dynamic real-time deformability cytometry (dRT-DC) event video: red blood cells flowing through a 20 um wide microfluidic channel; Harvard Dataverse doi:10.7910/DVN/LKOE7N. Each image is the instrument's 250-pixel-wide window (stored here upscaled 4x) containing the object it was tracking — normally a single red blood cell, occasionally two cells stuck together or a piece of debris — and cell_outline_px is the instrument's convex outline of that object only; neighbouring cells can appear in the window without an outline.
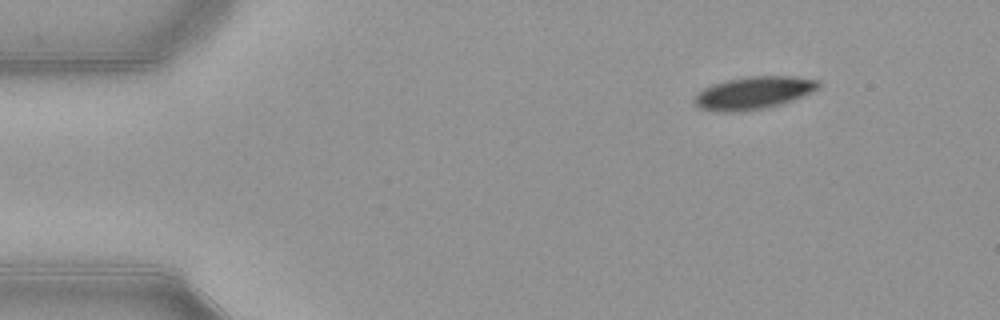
{"species": "common noctule bat (a hibernating species)", "species_latin": "Nyctalus noctula", "temperature_condition": "warm", "stored_images_in_passage": 47, "camera_frame_rate_fps": 3000, "um_per_image_px": 0.085, "animal": {"sex": "female", "body_mass_g": 21.9}, "frame": {"image": 1, "passage_image": 1, "time_ms": 0.0, "image_size_px": [1000, 320], "cell_outline_px": [[820, 88], [812, 92], [792, 100], [780, 104], [764, 108], [740, 112], [716, 112], [700, 108], [692, 100], [704, 88], [712, 84], [728, 80], [748, 76], [792, 76], [820, 80]], "centroid_in_image_um": [64.07, 7.9], "position_along_channel_um": 20.9, "area_um2": 23.58}}
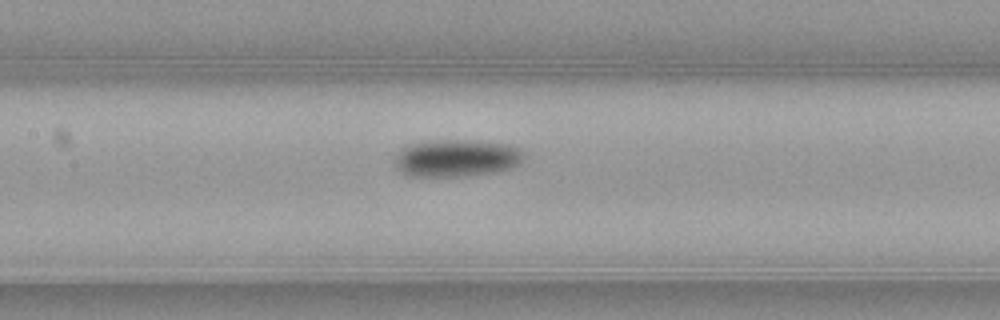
{"frame": {"image": 2, "passage_image": 19, "time_ms": 6.0, "image_size_px": [1000, 320], "cell_outline_px": [[524, 160], [520, 164], [512, 168], [496, 172], [460, 176], [412, 176], [400, 172], [396, 168], [396, 152], [404, 144], [428, 140], [468, 140], [512, 144], [520, 148], [524, 152]], "centroid_in_image_um": [38.81, 13.42], "position_along_channel_um": 168.6, "area_um2": 28.67}}
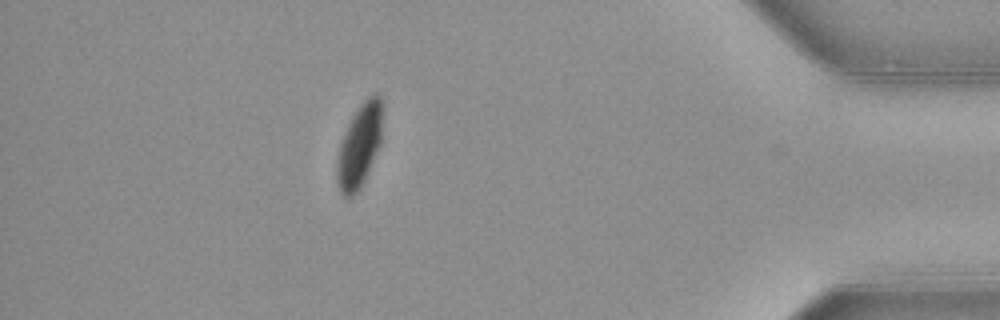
{"frame": {"image": 3, "passage_image": 41, "time_ms": 13.333, "image_size_px": [1000, 320], "cell_outline_px": [[384, 104], [380, 144], [364, 180], [360, 188], [352, 196], [344, 196], [340, 192], [336, 180], [336, 160], [340, 144], [344, 132], [352, 116], [360, 104], [368, 96], [376, 92], [384, 100]], "centroid_in_image_um": [30.56, 12.31], "position_along_channel_um": 404.6, "area_um2": 22.37}, "authors_computed_cell_mechanics": {"area_um2": 25.3164, "velocity_mm_per_s": 3.8976, "shape_relaxation_time_tau1_ms": 4.5708, "shape_relaxation_time_tau2_ms": null, "deformation_change_tau1": 0.1192, "deformation_change_tau2": null}}